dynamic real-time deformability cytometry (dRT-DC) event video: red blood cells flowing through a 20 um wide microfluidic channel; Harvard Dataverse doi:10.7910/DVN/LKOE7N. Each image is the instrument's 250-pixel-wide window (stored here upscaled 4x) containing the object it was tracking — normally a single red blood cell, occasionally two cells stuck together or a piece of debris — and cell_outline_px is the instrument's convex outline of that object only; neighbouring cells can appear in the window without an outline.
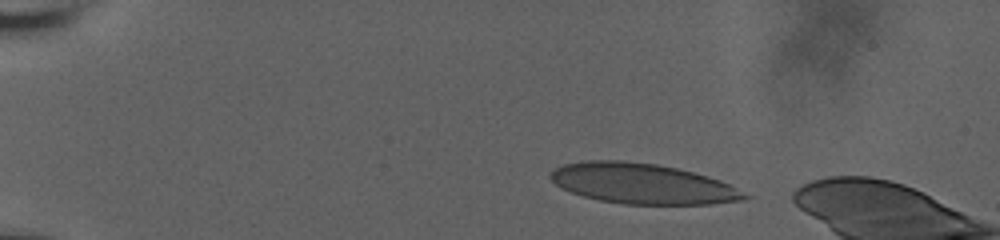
{"species": "human", "species_latin": "Homo sapiens", "temperature_condition": "room temperature", "stored_images_in_passage": 14, "camera_frame_rate_fps": 3000, "um_per_image_px": 0.085, "donor": {"sex": "male"}, "frame": {"image": 1, "passage_image": 5, "time_ms": 1.333, "image_size_px": [1000, 240], "cell_outline_px": [[752, 196], [744, 200], [712, 204], [624, 204], [600, 200], [584, 196], [572, 192], [556, 184], [548, 176], [556, 168], [564, 164], [588, 160], [624, 160], [656, 164], [676, 168], [692, 172], [720, 180]], "centroid_in_image_um": [54.62, 15.61], "position_along_channel_um": 30.4, "area_um2": 45.32}}